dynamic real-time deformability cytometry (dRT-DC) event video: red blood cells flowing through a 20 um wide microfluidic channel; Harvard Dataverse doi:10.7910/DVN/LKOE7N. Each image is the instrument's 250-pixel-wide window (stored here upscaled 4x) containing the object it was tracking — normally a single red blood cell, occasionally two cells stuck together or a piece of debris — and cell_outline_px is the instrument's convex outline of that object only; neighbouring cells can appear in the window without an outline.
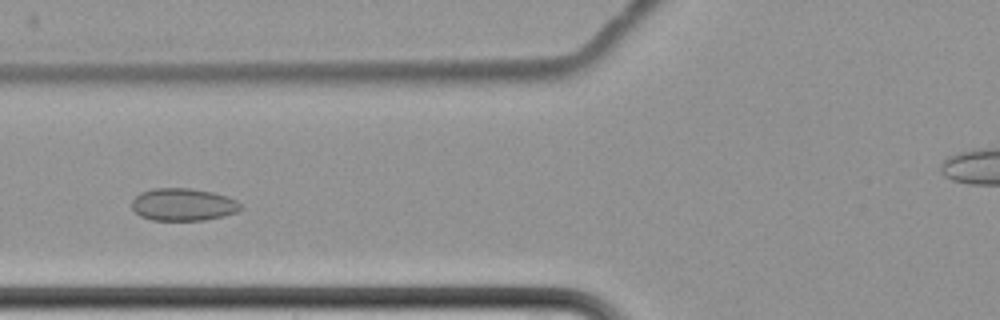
{"species": "common noctule bat (a hibernating species)", "species_latin": "Nyctalus noctula", "temperature_condition": "cold", "stored_images_in_passage": 9, "camera_frame_rate_fps": 3000, "um_per_image_px": 0.085, "animal": {"sex": "female", "body_mass_g": 22.7, "forearm_length_mm": 54.2}, "frame": {"image": 1, "passage_image": 6, "time_ms": 6.0, "image_size_px": [1000, 320], "cell_outline_px": [[244, 208], [236, 212], [224, 216], [204, 220], [152, 220], [140, 216], [132, 208], [132, 200], [140, 192], [152, 188], [192, 188], [212, 192], [228, 196], [236, 200]], "centroid_in_image_um": [15.58, 17.38], "position_along_channel_um": 110.2, "area_um2": 20.75}}
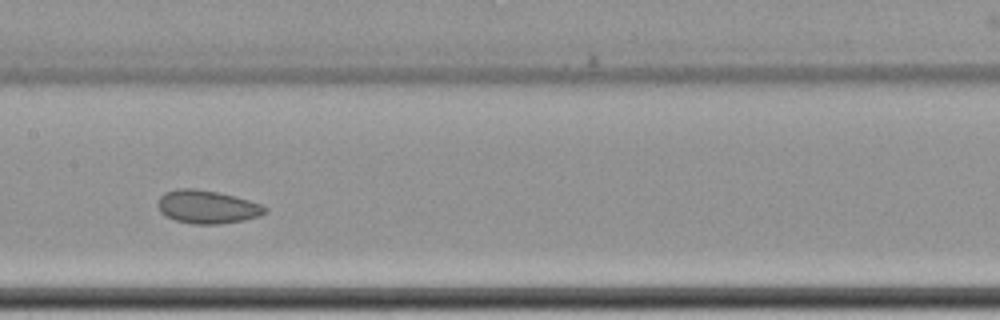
{"frame": {"image": 2, "passage_image": 8, "time_ms": 8.333, "image_size_px": [1000, 320], "cell_outline_px": [[268, 212], [260, 216], [244, 220], [220, 224], [192, 224], [176, 220], [164, 216], [160, 212], [156, 204], [160, 196], [164, 192], [176, 188], [196, 188], [236, 196], [260, 204], [268, 208]], "centroid_in_image_um": [17.59, 17.58], "position_along_channel_um": 189.8, "area_um2": 21.04}}
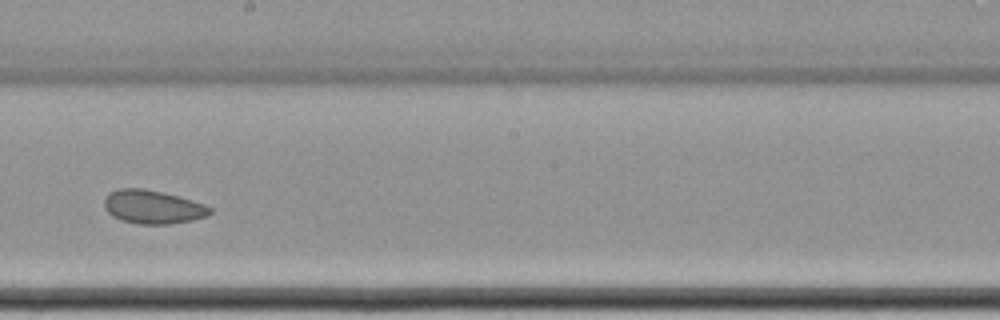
{"frame": {"image": 3, "passage_image": 9, "time_ms": 9.667, "image_size_px": [1000, 320], "cell_outline_px": [[212, 212], [208, 216], [192, 220], [168, 224], [136, 224], [112, 216], [104, 208], [104, 200], [108, 192], [120, 188], [144, 188], [192, 200], [204, 204], [212, 208]], "centroid_in_image_um": [12.97, 17.59], "position_along_channel_um": 235.2, "area_um2": 20.63}}